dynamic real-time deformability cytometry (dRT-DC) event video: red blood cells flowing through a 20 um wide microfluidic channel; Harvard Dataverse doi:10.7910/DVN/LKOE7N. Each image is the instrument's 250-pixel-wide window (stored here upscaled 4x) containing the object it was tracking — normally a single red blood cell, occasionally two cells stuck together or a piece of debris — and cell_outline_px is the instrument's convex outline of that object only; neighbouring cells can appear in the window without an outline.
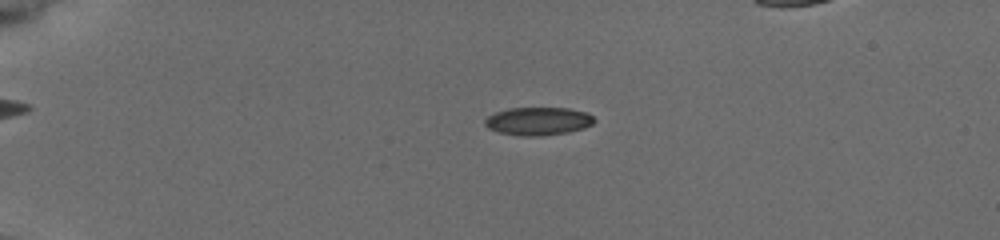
{"species": "common noctule bat (a hibernating species)", "species_latin": "Nyctalus noctula", "temperature_condition": "cold", "stored_images_in_passage": 50, "camera_frame_rate_fps": 3000, "um_per_image_px": 0.085, "animal": {"sex": "female", "body_mass_g": 19.5, "forearm_length_mm": 54.1}, "frame": {"image": 1, "passage_image": 9, "time_ms": 2.667, "image_size_px": [1000, 240], "cell_outline_px": [[596, 120], [592, 124], [584, 128], [568, 132], [540, 136], [520, 136], [500, 132], [488, 128], [484, 124], [484, 120], [488, 116], [496, 112], [508, 108], [568, 108], [588, 112]], "centroid_in_image_um": [45.76, 10.29], "position_along_channel_um": 39.2, "area_um2": 17.92}}
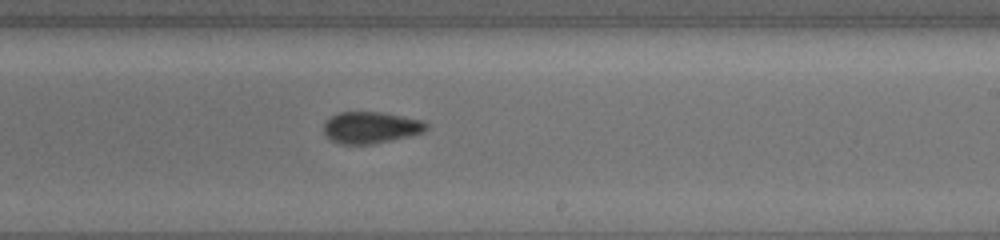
{"frame": {"image": 2, "passage_image": 31, "time_ms": 10.0, "image_size_px": [1000, 240], "cell_outline_px": [[428, 128], [424, 132], [412, 136], [372, 144], [340, 144], [324, 136], [324, 120], [340, 112], [380, 112], [424, 120], [428, 124]], "centroid_in_image_um": [31.53, 10.84], "position_along_channel_um": 257.5, "area_um2": 19.13}}
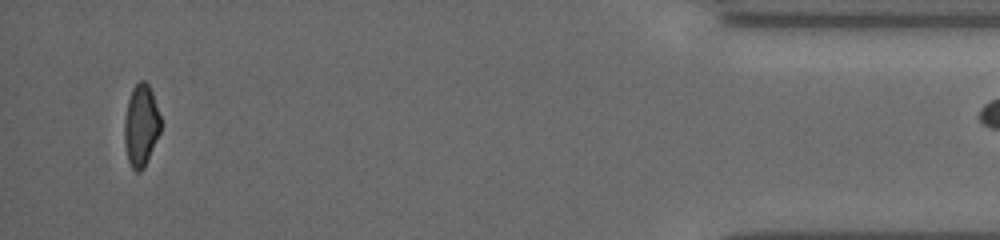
{"frame": {"image": 3, "passage_image": 49, "time_ms": 16.0, "image_size_px": [1000, 240], "cell_outline_px": [[160, 132], [144, 168], [140, 172], [136, 172], [132, 168], [128, 160], [124, 144], [124, 120], [128, 100], [132, 88], [140, 80], [144, 80], [148, 84], [152, 92], [160, 116]], "centroid_in_image_um": [11.97, 10.67], "position_along_channel_um": 423.2, "area_um2": 17.28}}